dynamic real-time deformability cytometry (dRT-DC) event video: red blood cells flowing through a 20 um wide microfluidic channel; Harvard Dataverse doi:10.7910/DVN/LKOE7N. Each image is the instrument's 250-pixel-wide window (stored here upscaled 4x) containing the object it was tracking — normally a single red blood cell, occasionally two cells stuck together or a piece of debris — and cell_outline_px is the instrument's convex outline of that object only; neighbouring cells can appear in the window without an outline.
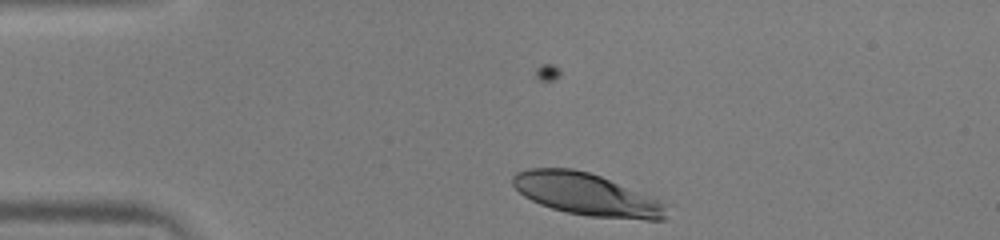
{"species": "human", "species_latin": "Homo sapiens", "temperature_condition": "warm", "stored_images_in_passage": 2, "camera_frame_rate_fps": 3000, "um_per_image_px": 0.085, "donor": {"sex": "male"}, "frame": {"image": 1, "passage_image": 2, "time_ms": 0.333, "image_size_px": [1000, 240], "cell_outline_px": [[668, 204], [664, 220], [648, 220], [588, 216], [568, 212], [552, 208], [540, 204], [524, 196], [512, 184], [512, 176], [516, 172], [528, 168], [572, 168], [588, 172], [600, 176]], "centroid_in_image_um": [49.84, 16.52], "position_along_channel_um": 35.2, "area_um2": 37.45}}